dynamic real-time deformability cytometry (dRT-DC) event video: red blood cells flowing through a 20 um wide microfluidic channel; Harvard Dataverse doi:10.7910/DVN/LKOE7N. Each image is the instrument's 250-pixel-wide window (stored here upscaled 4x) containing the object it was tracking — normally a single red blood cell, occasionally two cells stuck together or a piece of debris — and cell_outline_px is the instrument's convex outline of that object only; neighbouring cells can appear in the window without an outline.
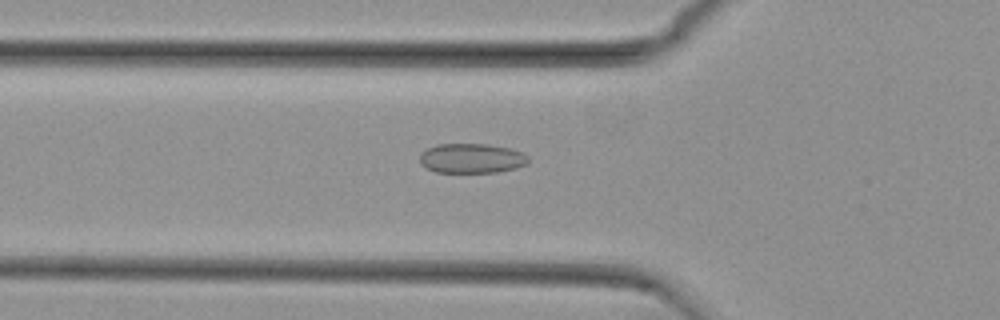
{"species": "common noctule bat (a hibernating species)", "species_latin": "Nyctalus noctula", "temperature_condition": "cold", "stored_images_in_passage": 39, "camera_frame_rate_fps": 3000, "um_per_image_px": 0.085, "animal": {"sex": "female", "body_mass_g": 29.2, "forearm_length_mm": 56.3}, "frame": {"image": 1, "passage_image": 4, "time_ms": 1.0, "image_size_px": [1000, 320], "cell_outline_px": [[528, 164], [516, 168], [496, 172], [436, 172], [420, 164], [420, 152], [436, 144], [488, 144], [512, 148], [524, 152], [528, 156]], "centroid_in_image_um": [40.11, 13.44], "position_along_channel_um": 85.7, "area_um2": 18.96}}
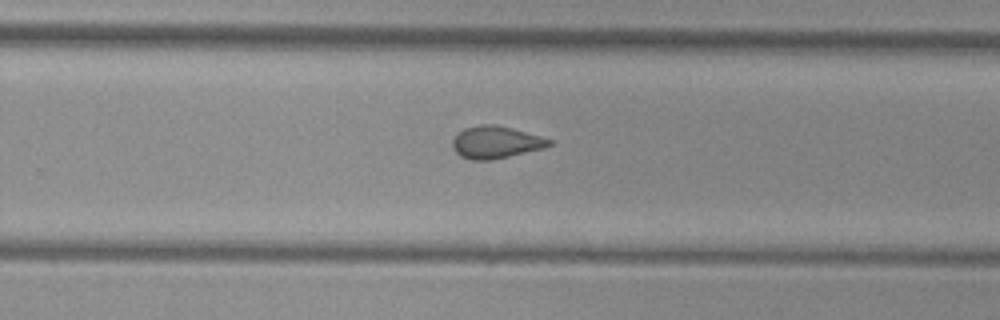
{"frame": {"image": 2, "passage_image": 20, "time_ms": 6.333, "image_size_px": [1000, 320], "cell_outline_px": [[552, 144], [544, 148], [492, 160], [472, 160], [460, 156], [452, 148], [452, 140], [464, 128], [480, 124], [496, 124], [540, 136], [552, 140]], "centroid_in_image_um": [42.12, 12.09], "position_along_channel_um": 287.7, "area_um2": 18.09}}
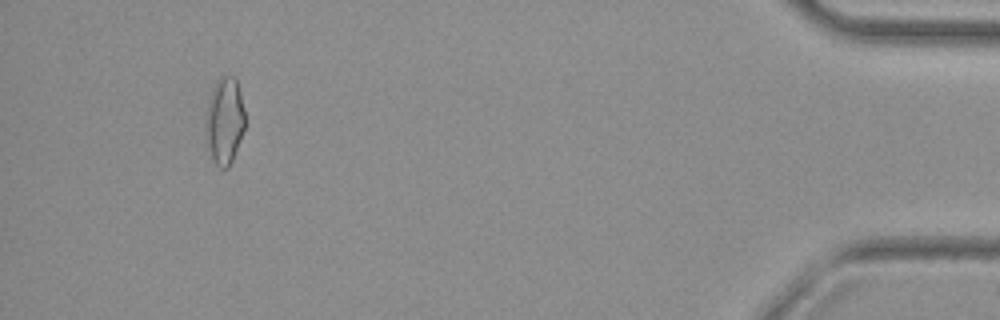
{"frame": {"image": 3, "passage_image": 36, "time_ms": 11.667, "image_size_px": [1000, 320], "cell_outline_px": [[244, 128], [232, 160], [228, 168], [220, 168], [212, 160], [208, 144], [208, 100], [212, 88], [220, 76], [232, 76], [236, 80], [240, 92], [244, 108]], "centroid_in_image_um": [19.12, 10.24], "position_along_channel_um": 416.1, "area_um2": 19.13}}